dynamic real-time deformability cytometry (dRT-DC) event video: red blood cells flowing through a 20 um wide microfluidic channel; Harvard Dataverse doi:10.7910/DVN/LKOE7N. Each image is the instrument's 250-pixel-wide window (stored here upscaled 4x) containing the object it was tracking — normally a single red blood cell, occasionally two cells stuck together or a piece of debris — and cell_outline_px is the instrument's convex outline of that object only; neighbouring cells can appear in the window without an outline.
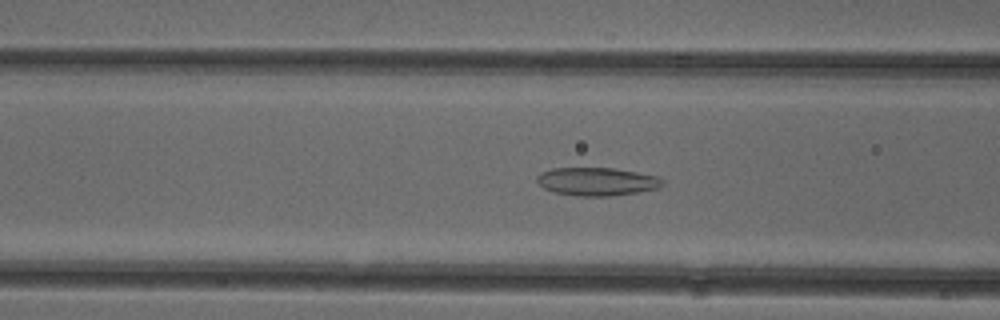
{"species": "common noctule bat (a hibernating species)", "species_latin": "Nyctalus noctula", "temperature_condition": "cold", "stored_images_in_passage": 41, "camera_frame_rate_fps": 3000, "um_per_image_px": 0.085, "animal": {"sex": "female"}, "frame": {"image": 1, "passage_image": 13, "time_ms": 4.0, "image_size_px": [1000, 320], "cell_outline_px": [[664, 184], [656, 188], [636, 192], [608, 196], [580, 196], [556, 192], [544, 188], [536, 180], [536, 176], [540, 172], [552, 168], [612, 168], [636, 172], [656, 176], [664, 180]], "centroid_in_image_um": [50.71, 15.42], "position_along_channel_um": 115.9, "area_um2": 20.35}}
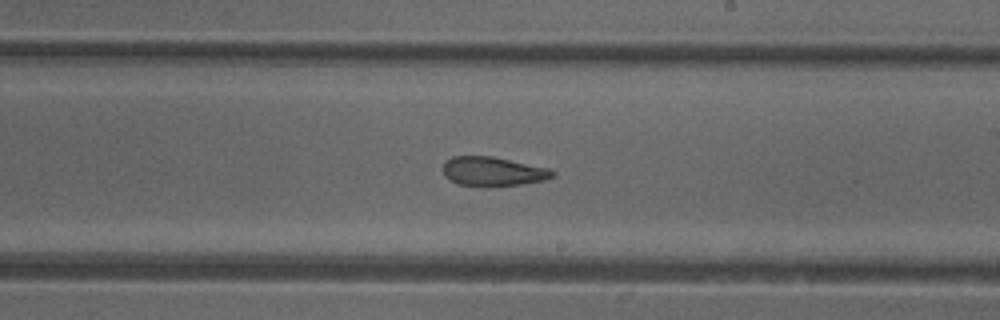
{"frame": {"image": 2, "passage_image": 23, "time_ms": 7.333, "image_size_px": [1000, 320], "cell_outline_px": [[556, 172], [552, 176], [544, 180], [520, 184], [460, 184], [444, 176], [444, 160], [452, 156], [492, 156], [548, 168]], "centroid_in_image_um": [41.89, 14.52], "position_along_channel_um": 247.1, "area_um2": 17.86}}
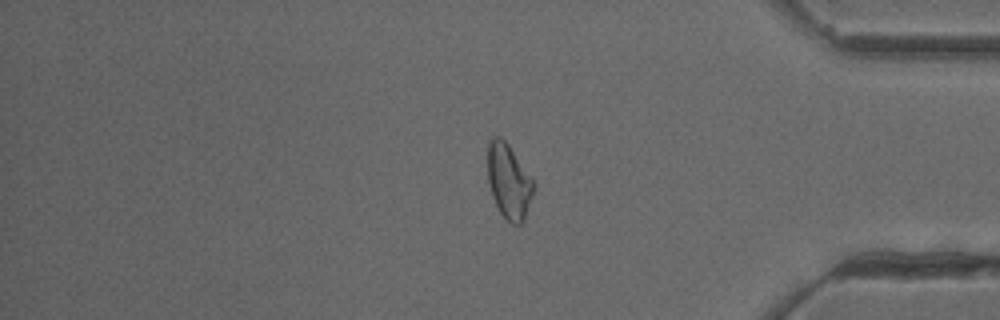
{"frame": {"image": 3, "passage_image": 36, "time_ms": 11.667, "image_size_px": [1000, 320], "cell_outline_px": [[536, 184], [524, 220], [520, 224], [512, 224], [500, 212], [492, 196], [488, 184], [488, 140], [492, 136], [500, 136], [508, 144]], "centroid_in_image_um": [43.24, 15.39], "position_along_channel_um": 392.0, "area_um2": 19.94}, "authors_computed_cell_mechanics": {"area_um2": 20.1722, "velocity_mm_per_s": 3.9244, "shape_relaxation_time_tau1_ms": null, "shape_relaxation_time_tau2_ms": 3.1612, "deformation_change_tau1": null, "deformation_change_tau2": 0.0976}}